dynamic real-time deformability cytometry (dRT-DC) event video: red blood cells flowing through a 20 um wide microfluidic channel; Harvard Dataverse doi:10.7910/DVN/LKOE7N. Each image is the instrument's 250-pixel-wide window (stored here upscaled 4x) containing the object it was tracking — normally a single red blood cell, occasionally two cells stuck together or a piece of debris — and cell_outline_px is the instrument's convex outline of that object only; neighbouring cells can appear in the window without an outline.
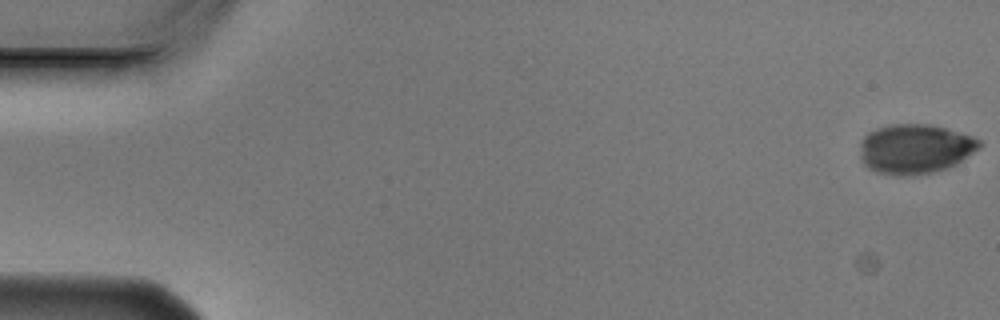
{"species": "Egyptian fruit bat (a non-hibernating species)", "species_latin": "Rousettus aegyptiacus", "temperature_condition": "cold", "stored_images_in_passage": 5, "camera_frame_rate_fps": 3000, "um_per_image_px": 0.085, "animal": {"sex": "male"}, "frame": {"image": 1, "passage_image": 1, "time_ms": 0.0, "image_size_px": [1000, 320], "cell_outline_px": [[984, 144], [980, 148], [956, 164], [948, 168], [932, 172], [908, 176], [900, 176], [880, 172], [868, 168], [864, 164], [860, 156], [860, 140], [868, 132], [876, 128], [892, 124], [928, 124], [944, 128], [972, 136], [980, 140]], "centroid_in_image_um": [77.77, 12.65], "position_along_channel_um": 7.2, "area_um2": 34.62}}
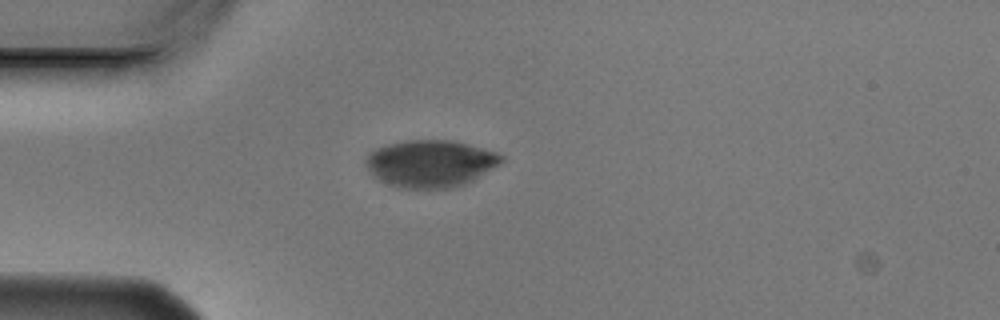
{"frame": {"image": 2, "passage_image": 5, "time_ms": 1.333, "image_size_px": [1000, 320], "cell_outline_px": [[504, 160], [500, 164], [472, 180], [464, 184], [452, 188], [400, 188], [388, 184], [372, 176], [368, 172], [364, 164], [364, 160], [376, 148], [388, 144], [412, 140], [448, 140], [468, 144], [496, 152], [504, 156]], "centroid_in_image_um": [36.56, 13.91], "position_along_channel_um": 48.4, "area_um2": 37.17}}